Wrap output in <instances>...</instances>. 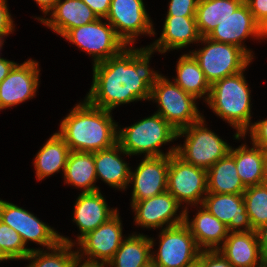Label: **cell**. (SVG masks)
<instances>
[{"mask_svg": "<svg viewBox=\"0 0 267 267\" xmlns=\"http://www.w3.org/2000/svg\"><path fill=\"white\" fill-rule=\"evenodd\" d=\"M153 50L125 47L118 55L93 64V82L85 99L105 110L139 100H149L161 74L149 69Z\"/></svg>", "mask_w": 267, "mask_h": 267, "instance_id": "1", "label": "cell"}, {"mask_svg": "<svg viewBox=\"0 0 267 267\" xmlns=\"http://www.w3.org/2000/svg\"><path fill=\"white\" fill-rule=\"evenodd\" d=\"M111 111L91 105L86 99L61 121L58 134L70 151L94 153L117 143L118 125Z\"/></svg>", "mask_w": 267, "mask_h": 267, "instance_id": "2", "label": "cell"}, {"mask_svg": "<svg viewBox=\"0 0 267 267\" xmlns=\"http://www.w3.org/2000/svg\"><path fill=\"white\" fill-rule=\"evenodd\" d=\"M243 71L210 86L206 101L213 112L237 130L234 139L245 137L251 127V96Z\"/></svg>", "mask_w": 267, "mask_h": 267, "instance_id": "3", "label": "cell"}, {"mask_svg": "<svg viewBox=\"0 0 267 267\" xmlns=\"http://www.w3.org/2000/svg\"><path fill=\"white\" fill-rule=\"evenodd\" d=\"M174 139H177V130L155 113L131 126L118 128L117 143L129 156L143 153L145 157H160L176 153V146L165 154L159 149Z\"/></svg>", "mask_w": 267, "mask_h": 267, "instance_id": "4", "label": "cell"}, {"mask_svg": "<svg viewBox=\"0 0 267 267\" xmlns=\"http://www.w3.org/2000/svg\"><path fill=\"white\" fill-rule=\"evenodd\" d=\"M196 97L182 90L175 82L160 75L151 88L149 100L159 105L156 113L162 116L177 131L200 121Z\"/></svg>", "mask_w": 267, "mask_h": 267, "instance_id": "5", "label": "cell"}, {"mask_svg": "<svg viewBox=\"0 0 267 267\" xmlns=\"http://www.w3.org/2000/svg\"><path fill=\"white\" fill-rule=\"evenodd\" d=\"M205 120L177 131V138L185 135L184 145L176 146V155L184 162L208 170L231 148L216 133L204 126Z\"/></svg>", "mask_w": 267, "mask_h": 267, "instance_id": "6", "label": "cell"}, {"mask_svg": "<svg viewBox=\"0 0 267 267\" xmlns=\"http://www.w3.org/2000/svg\"><path fill=\"white\" fill-rule=\"evenodd\" d=\"M200 42L204 43L205 47L190 53L198 61L210 86L220 79L245 72L252 61L238 46L216 42L207 37H201Z\"/></svg>", "mask_w": 267, "mask_h": 267, "instance_id": "7", "label": "cell"}, {"mask_svg": "<svg viewBox=\"0 0 267 267\" xmlns=\"http://www.w3.org/2000/svg\"><path fill=\"white\" fill-rule=\"evenodd\" d=\"M159 238L158 252H151L152 267H194L196 265L202 250L184 223L163 228Z\"/></svg>", "mask_w": 267, "mask_h": 267, "instance_id": "8", "label": "cell"}, {"mask_svg": "<svg viewBox=\"0 0 267 267\" xmlns=\"http://www.w3.org/2000/svg\"><path fill=\"white\" fill-rule=\"evenodd\" d=\"M81 50L92 55L94 63L108 60L118 55L125 47V43L117 36L114 28L101 18L96 21L70 29L64 36Z\"/></svg>", "mask_w": 267, "mask_h": 267, "instance_id": "9", "label": "cell"}, {"mask_svg": "<svg viewBox=\"0 0 267 267\" xmlns=\"http://www.w3.org/2000/svg\"><path fill=\"white\" fill-rule=\"evenodd\" d=\"M167 191L181 205H201L207 194V170L184 162L176 154L169 155Z\"/></svg>", "mask_w": 267, "mask_h": 267, "instance_id": "10", "label": "cell"}, {"mask_svg": "<svg viewBox=\"0 0 267 267\" xmlns=\"http://www.w3.org/2000/svg\"><path fill=\"white\" fill-rule=\"evenodd\" d=\"M128 47L139 34L155 35L143 0H112L105 18Z\"/></svg>", "mask_w": 267, "mask_h": 267, "instance_id": "11", "label": "cell"}, {"mask_svg": "<svg viewBox=\"0 0 267 267\" xmlns=\"http://www.w3.org/2000/svg\"><path fill=\"white\" fill-rule=\"evenodd\" d=\"M0 221L18 232L25 246L33 241L49 250L60 241V234L34 214L3 200H0Z\"/></svg>", "mask_w": 267, "mask_h": 267, "instance_id": "12", "label": "cell"}, {"mask_svg": "<svg viewBox=\"0 0 267 267\" xmlns=\"http://www.w3.org/2000/svg\"><path fill=\"white\" fill-rule=\"evenodd\" d=\"M181 204L168 192L153 196L138 202H131L135 212V223L143 228H165L184 223V209L178 216ZM177 215V216H175ZM174 217V218H173Z\"/></svg>", "mask_w": 267, "mask_h": 267, "instance_id": "13", "label": "cell"}, {"mask_svg": "<svg viewBox=\"0 0 267 267\" xmlns=\"http://www.w3.org/2000/svg\"><path fill=\"white\" fill-rule=\"evenodd\" d=\"M123 240L122 223L117 212L107 222L78 241L77 244L81 250H77V255L84 259L85 254L87 260L108 263L114 257Z\"/></svg>", "mask_w": 267, "mask_h": 267, "instance_id": "14", "label": "cell"}, {"mask_svg": "<svg viewBox=\"0 0 267 267\" xmlns=\"http://www.w3.org/2000/svg\"><path fill=\"white\" fill-rule=\"evenodd\" d=\"M217 22L218 25L207 38L238 46L253 59L252 52L242 44L243 40L249 36L259 40L263 39V36L260 25L255 21L248 5L243 2L233 14L222 16Z\"/></svg>", "mask_w": 267, "mask_h": 267, "instance_id": "15", "label": "cell"}, {"mask_svg": "<svg viewBox=\"0 0 267 267\" xmlns=\"http://www.w3.org/2000/svg\"><path fill=\"white\" fill-rule=\"evenodd\" d=\"M39 64L29 59L15 64L0 83V110L19 105L36 94L39 85Z\"/></svg>", "mask_w": 267, "mask_h": 267, "instance_id": "16", "label": "cell"}, {"mask_svg": "<svg viewBox=\"0 0 267 267\" xmlns=\"http://www.w3.org/2000/svg\"><path fill=\"white\" fill-rule=\"evenodd\" d=\"M168 168L169 155L144 157L135 172H130L129 183L133 184L131 202H138L166 192Z\"/></svg>", "mask_w": 267, "mask_h": 267, "instance_id": "17", "label": "cell"}, {"mask_svg": "<svg viewBox=\"0 0 267 267\" xmlns=\"http://www.w3.org/2000/svg\"><path fill=\"white\" fill-rule=\"evenodd\" d=\"M201 206L223 222L229 232L253 230L247 214L243 194H216L207 192Z\"/></svg>", "mask_w": 267, "mask_h": 267, "instance_id": "18", "label": "cell"}, {"mask_svg": "<svg viewBox=\"0 0 267 267\" xmlns=\"http://www.w3.org/2000/svg\"><path fill=\"white\" fill-rule=\"evenodd\" d=\"M118 210L109 208L100 190L91 193H80L74 206L73 220L79 227L77 242L89 232L107 222Z\"/></svg>", "mask_w": 267, "mask_h": 267, "instance_id": "19", "label": "cell"}, {"mask_svg": "<svg viewBox=\"0 0 267 267\" xmlns=\"http://www.w3.org/2000/svg\"><path fill=\"white\" fill-rule=\"evenodd\" d=\"M50 14V18L38 17L37 20L62 37L70 29L92 23L98 19L82 0H58Z\"/></svg>", "mask_w": 267, "mask_h": 267, "instance_id": "20", "label": "cell"}, {"mask_svg": "<svg viewBox=\"0 0 267 267\" xmlns=\"http://www.w3.org/2000/svg\"><path fill=\"white\" fill-rule=\"evenodd\" d=\"M200 39L195 17L166 16L160 38L149 47L162 54L193 42L199 43Z\"/></svg>", "mask_w": 267, "mask_h": 267, "instance_id": "21", "label": "cell"}, {"mask_svg": "<svg viewBox=\"0 0 267 267\" xmlns=\"http://www.w3.org/2000/svg\"><path fill=\"white\" fill-rule=\"evenodd\" d=\"M187 209L185 206L184 224L189 228L198 247L202 251L218 250L228 236L227 226L203 206H200L195 218L189 221Z\"/></svg>", "mask_w": 267, "mask_h": 267, "instance_id": "22", "label": "cell"}, {"mask_svg": "<svg viewBox=\"0 0 267 267\" xmlns=\"http://www.w3.org/2000/svg\"><path fill=\"white\" fill-rule=\"evenodd\" d=\"M218 251L233 267H256L264 258L260 251L256 230L229 232Z\"/></svg>", "mask_w": 267, "mask_h": 267, "instance_id": "23", "label": "cell"}, {"mask_svg": "<svg viewBox=\"0 0 267 267\" xmlns=\"http://www.w3.org/2000/svg\"><path fill=\"white\" fill-rule=\"evenodd\" d=\"M121 153L128 155L118 143L110 148L94 152V162L97 179L101 178L112 188L118 190L129 186L131 169L122 157Z\"/></svg>", "mask_w": 267, "mask_h": 267, "instance_id": "24", "label": "cell"}, {"mask_svg": "<svg viewBox=\"0 0 267 267\" xmlns=\"http://www.w3.org/2000/svg\"><path fill=\"white\" fill-rule=\"evenodd\" d=\"M252 146L249 149L242 144L236 149L231 147L229 150V154L235 159L237 173L246 188L262 184L267 159L266 151L257 145Z\"/></svg>", "mask_w": 267, "mask_h": 267, "instance_id": "25", "label": "cell"}, {"mask_svg": "<svg viewBox=\"0 0 267 267\" xmlns=\"http://www.w3.org/2000/svg\"><path fill=\"white\" fill-rule=\"evenodd\" d=\"M125 238L108 262V267H152L150 252L154 246L153 238L140 233Z\"/></svg>", "mask_w": 267, "mask_h": 267, "instance_id": "26", "label": "cell"}, {"mask_svg": "<svg viewBox=\"0 0 267 267\" xmlns=\"http://www.w3.org/2000/svg\"><path fill=\"white\" fill-rule=\"evenodd\" d=\"M63 174L65 183L81 188L82 193L99 191L94 153L70 151Z\"/></svg>", "mask_w": 267, "mask_h": 267, "instance_id": "27", "label": "cell"}, {"mask_svg": "<svg viewBox=\"0 0 267 267\" xmlns=\"http://www.w3.org/2000/svg\"><path fill=\"white\" fill-rule=\"evenodd\" d=\"M245 190L237 173L235 159L229 153L207 170V192L243 194Z\"/></svg>", "mask_w": 267, "mask_h": 267, "instance_id": "28", "label": "cell"}, {"mask_svg": "<svg viewBox=\"0 0 267 267\" xmlns=\"http://www.w3.org/2000/svg\"><path fill=\"white\" fill-rule=\"evenodd\" d=\"M70 153L64 139L56 132L41 147L34 159L36 177L42 180L62 169L64 172Z\"/></svg>", "mask_w": 267, "mask_h": 267, "instance_id": "29", "label": "cell"}, {"mask_svg": "<svg viewBox=\"0 0 267 267\" xmlns=\"http://www.w3.org/2000/svg\"><path fill=\"white\" fill-rule=\"evenodd\" d=\"M177 77L175 82L182 90L195 96L203 98L207 94L205 101L210 95V84L207 82L198 61L189 52L179 58L176 67Z\"/></svg>", "mask_w": 267, "mask_h": 267, "instance_id": "30", "label": "cell"}, {"mask_svg": "<svg viewBox=\"0 0 267 267\" xmlns=\"http://www.w3.org/2000/svg\"><path fill=\"white\" fill-rule=\"evenodd\" d=\"M244 0H199L196 23L201 37H207L218 25L222 16L233 14Z\"/></svg>", "mask_w": 267, "mask_h": 267, "instance_id": "31", "label": "cell"}, {"mask_svg": "<svg viewBox=\"0 0 267 267\" xmlns=\"http://www.w3.org/2000/svg\"><path fill=\"white\" fill-rule=\"evenodd\" d=\"M60 241L46 252L41 249H34L24 260H31L27 267H71L77 251H72L76 242L67 237L61 236Z\"/></svg>", "mask_w": 267, "mask_h": 267, "instance_id": "32", "label": "cell"}, {"mask_svg": "<svg viewBox=\"0 0 267 267\" xmlns=\"http://www.w3.org/2000/svg\"><path fill=\"white\" fill-rule=\"evenodd\" d=\"M243 197L252 229L256 230L267 223V186L259 184L247 187Z\"/></svg>", "mask_w": 267, "mask_h": 267, "instance_id": "33", "label": "cell"}, {"mask_svg": "<svg viewBox=\"0 0 267 267\" xmlns=\"http://www.w3.org/2000/svg\"><path fill=\"white\" fill-rule=\"evenodd\" d=\"M0 248L10 260H22L31 252L13 228L0 221Z\"/></svg>", "mask_w": 267, "mask_h": 267, "instance_id": "34", "label": "cell"}, {"mask_svg": "<svg viewBox=\"0 0 267 267\" xmlns=\"http://www.w3.org/2000/svg\"><path fill=\"white\" fill-rule=\"evenodd\" d=\"M199 0H170L166 16L195 17Z\"/></svg>", "mask_w": 267, "mask_h": 267, "instance_id": "35", "label": "cell"}, {"mask_svg": "<svg viewBox=\"0 0 267 267\" xmlns=\"http://www.w3.org/2000/svg\"><path fill=\"white\" fill-rule=\"evenodd\" d=\"M197 267H233L218 251H201L196 263Z\"/></svg>", "mask_w": 267, "mask_h": 267, "instance_id": "36", "label": "cell"}, {"mask_svg": "<svg viewBox=\"0 0 267 267\" xmlns=\"http://www.w3.org/2000/svg\"><path fill=\"white\" fill-rule=\"evenodd\" d=\"M248 130L252 139L251 143L267 152V119L252 123Z\"/></svg>", "mask_w": 267, "mask_h": 267, "instance_id": "37", "label": "cell"}, {"mask_svg": "<svg viewBox=\"0 0 267 267\" xmlns=\"http://www.w3.org/2000/svg\"><path fill=\"white\" fill-rule=\"evenodd\" d=\"M253 14L255 21L261 26L267 20V0H244Z\"/></svg>", "mask_w": 267, "mask_h": 267, "instance_id": "38", "label": "cell"}, {"mask_svg": "<svg viewBox=\"0 0 267 267\" xmlns=\"http://www.w3.org/2000/svg\"><path fill=\"white\" fill-rule=\"evenodd\" d=\"M6 0H0V37L8 36L14 31V24Z\"/></svg>", "mask_w": 267, "mask_h": 267, "instance_id": "39", "label": "cell"}, {"mask_svg": "<svg viewBox=\"0 0 267 267\" xmlns=\"http://www.w3.org/2000/svg\"><path fill=\"white\" fill-rule=\"evenodd\" d=\"M98 18H105L109 12L110 3L112 0H82Z\"/></svg>", "mask_w": 267, "mask_h": 267, "instance_id": "40", "label": "cell"}, {"mask_svg": "<svg viewBox=\"0 0 267 267\" xmlns=\"http://www.w3.org/2000/svg\"><path fill=\"white\" fill-rule=\"evenodd\" d=\"M260 251L263 257H267V223L256 229Z\"/></svg>", "mask_w": 267, "mask_h": 267, "instance_id": "41", "label": "cell"}, {"mask_svg": "<svg viewBox=\"0 0 267 267\" xmlns=\"http://www.w3.org/2000/svg\"><path fill=\"white\" fill-rule=\"evenodd\" d=\"M82 258L78 255H76L71 267H107L109 265L107 262H99V261H91V260H83Z\"/></svg>", "mask_w": 267, "mask_h": 267, "instance_id": "42", "label": "cell"}, {"mask_svg": "<svg viewBox=\"0 0 267 267\" xmlns=\"http://www.w3.org/2000/svg\"><path fill=\"white\" fill-rule=\"evenodd\" d=\"M16 63L14 61H10L4 58L0 59V83L5 79V77L9 74L11 69L14 67Z\"/></svg>", "mask_w": 267, "mask_h": 267, "instance_id": "43", "label": "cell"}, {"mask_svg": "<svg viewBox=\"0 0 267 267\" xmlns=\"http://www.w3.org/2000/svg\"><path fill=\"white\" fill-rule=\"evenodd\" d=\"M38 6L41 8V10L44 12L45 15L48 14V12L52 11L58 2V0H34Z\"/></svg>", "mask_w": 267, "mask_h": 267, "instance_id": "44", "label": "cell"}, {"mask_svg": "<svg viewBox=\"0 0 267 267\" xmlns=\"http://www.w3.org/2000/svg\"><path fill=\"white\" fill-rule=\"evenodd\" d=\"M263 38H267V20L260 26Z\"/></svg>", "mask_w": 267, "mask_h": 267, "instance_id": "45", "label": "cell"}, {"mask_svg": "<svg viewBox=\"0 0 267 267\" xmlns=\"http://www.w3.org/2000/svg\"><path fill=\"white\" fill-rule=\"evenodd\" d=\"M262 184L264 186H267V159H266L265 166H264V177H263Z\"/></svg>", "mask_w": 267, "mask_h": 267, "instance_id": "46", "label": "cell"}, {"mask_svg": "<svg viewBox=\"0 0 267 267\" xmlns=\"http://www.w3.org/2000/svg\"><path fill=\"white\" fill-rule=\"evenodd\" d=\"M256 267H267V257H264Z\"/></svg>", "mask_w": 267, "mask_h": 267, "instance_id": "47", "label": "cell"}, {"mask_svg": "<svg viewBox=\"0 0 267 267\" xmlns=\"http://www.w3.org/2000/svg\"><path fill=\"white\" fill-rule=\"evenodd\" d=\"M4 260H10V259L3 253V251L0 248V262Z\"/></svg>", "mask_w": 267, "mask_h": 267, "instance_id": "48", "label": "cell"}, {"mask_svg": "<svg viewBox=\"0 0 267 267\" xmlns=\"http://www.w3.org/2000/svg\"><path fill=\"white\" fill-rule=\"evenodd\" d=\"M4 40H3V37H0V49L2 48V45H3V42ZM0 59H1V57H0Z\"/></svg>", "mask_w": 267, "mask_h": 267, "instance_id": "49", "label": "cell"}]
</instances>
